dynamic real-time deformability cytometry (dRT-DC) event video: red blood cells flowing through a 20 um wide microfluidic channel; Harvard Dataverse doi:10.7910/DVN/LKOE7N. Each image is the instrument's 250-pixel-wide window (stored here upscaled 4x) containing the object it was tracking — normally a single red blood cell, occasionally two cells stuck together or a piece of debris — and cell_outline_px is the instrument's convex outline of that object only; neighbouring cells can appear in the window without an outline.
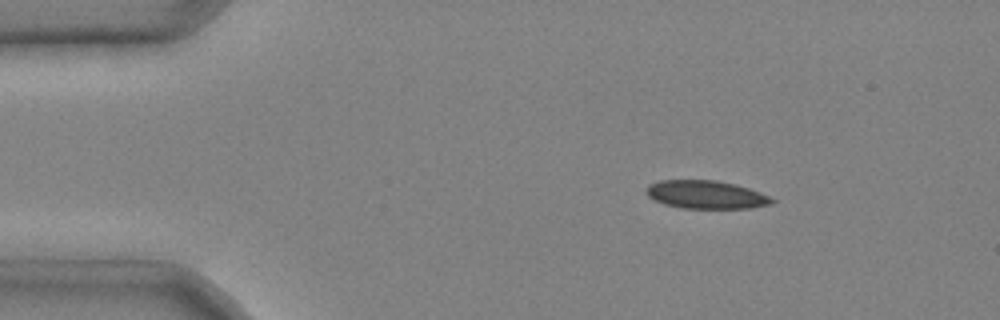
{"species": "common noctule bat (a hibernating species)", "species_latin": "Nyctalus noctula", "temperature_condition": "cold", "stored_images_in_passage": 3, "segment_of_instrument_passage": [2, 2], "camera_frame_rate_fps": 3000, "um_per_image_px": 0.085, "animal": {"sex": "male", "body_mass_g": 20.4}, "frame": {"image": 1, "passage_image": 3, "time_ms": 0.667, "image_size_px": [1000, 320], "cell_outline_px": [[776, 200], [772, 204], [752, 208], [680, 208], [664, 204], [648, 196], [644, 192], [644, 188], [648, 184], [660, 180], [716, 180], [736, 184], [760, 192]], "centroid_in_image_um": [59.99, 16.54], "position_along_channel_um": 25.0, "area_um2": 20.81}}